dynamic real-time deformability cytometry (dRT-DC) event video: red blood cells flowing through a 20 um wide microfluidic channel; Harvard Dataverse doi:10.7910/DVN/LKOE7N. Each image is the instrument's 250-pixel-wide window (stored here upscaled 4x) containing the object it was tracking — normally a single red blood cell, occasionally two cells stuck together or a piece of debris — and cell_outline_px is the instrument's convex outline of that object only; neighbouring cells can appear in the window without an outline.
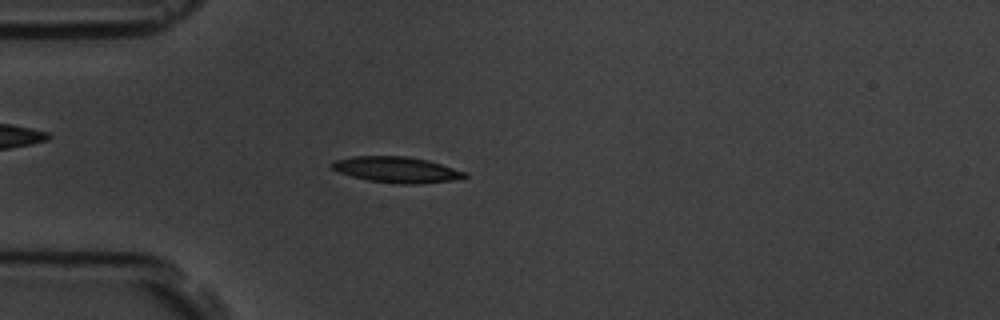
{"species": "common noctule bat (a hibernating species)", "species_latin": "Nyctalus noctula", "temperature_condition": "room temperature", "stored_images_in_passage": 57, "camera_frame_rate_fps": 3000, "um_per_image_px": 0.085, "animal": {"sex": "male", "body_mass_g": 19.5, "forearm_length_mm": 54.6}, "frame": {"image": 1, "passage_image": 16, "time_ms": 5.0, "image_size_px": [1000, 320], "cell_outline_px": [[468, 176], [452, 180], [416, 184], [400, 184], [368, 180], [352, 176], [340, 172], [332, 168], [328, 164], [336, 160], [352, 156], [408, 156], [428, 160], [468, 172]], "centroid_in_image_um": [33.72, 14.41], "position_along_channel_um": 51.3, "area_um2": 20.0}}
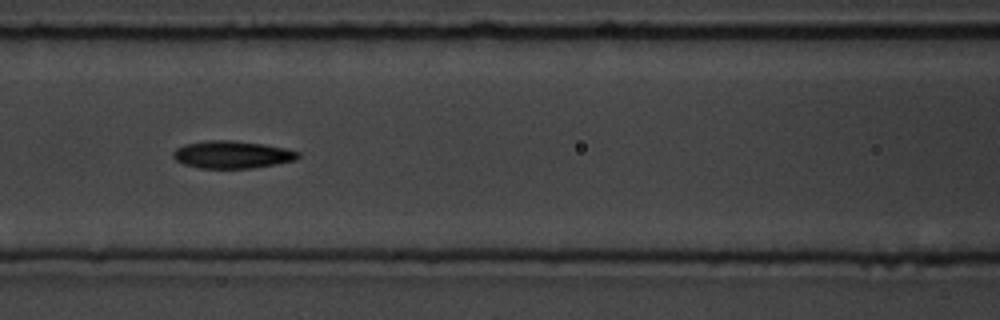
{"frame": {"image": 2, "passage_image": 25, "time_ms": 8.0, "image_size_px": [1000, 320], "cell_outline_px": [[300, 156], [296, 160], [276, 164], [252, 168], [200, 168], [184, 164], [176, 160], [172, 156], [172, 152], [176, 148], [184, 144], [208, 140], [232, 140], [264, 144], [284, 148], [300, 152]], "centroid_in_image_um": [19.72, 13.14], "position_along_channel_um": 146.9, "area_um2": 20.06}}
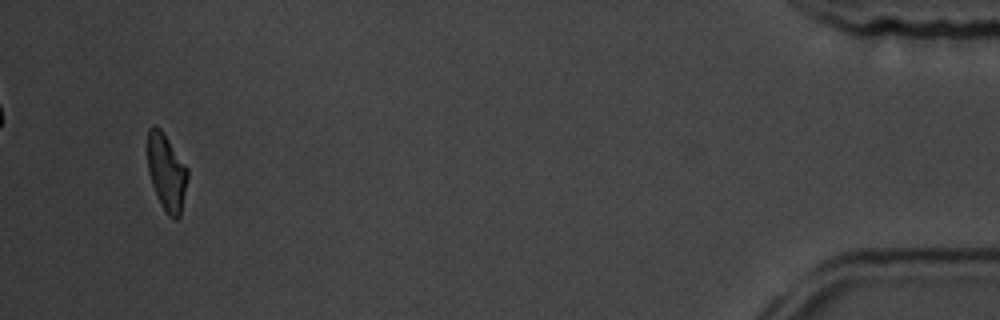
{"frame": {"image": 3, "passage_image": 55, "time_ms": 18.0, "image_size_px": [1000, 320], "cell_outline_px": [[188, 176], [180, 216], [176, 220], [172, 220], [168, 216], [152, 184], [148, 172], [148, 128], [152, 124], [160, 128], [164, 132], [188, 168]], "centroid_in_image_um": [14.16, 14.61], "position_along_channel_um": 421.0, "area_um2": 17.86}, "authors_computed_cell_mechanics": {"area_um2": 19.0162, "velocity_mm_per_s": 3.5505, "shape_relaxation_time_tau1_ms": 3.8727, "shape_relaxation_time_tau2_ms": 4.3555, "deformation_change_tau1": 0.1411, "deformation_change_tau2": 0.1184}}